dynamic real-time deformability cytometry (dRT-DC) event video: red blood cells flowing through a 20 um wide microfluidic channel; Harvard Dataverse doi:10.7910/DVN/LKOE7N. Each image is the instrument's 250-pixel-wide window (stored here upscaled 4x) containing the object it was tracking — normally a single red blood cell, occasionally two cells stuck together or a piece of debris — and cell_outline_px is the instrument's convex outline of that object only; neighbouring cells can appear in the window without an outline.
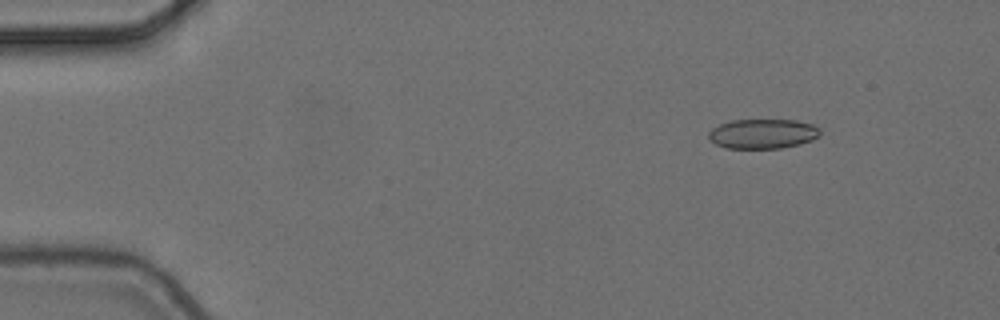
{"species": "common noctule bat (a hibernating species)", "species_latin": "Nyctalus noctula", "temperature_condition": "cold", "stored_images_in_passage": 4, "camera_frame_rate_fps": 3000, "um_per_image_px": 0.085, "animal": {"sex": "female", "body_mass_g": 24.6, "forearm_length_mm": 56.2}, "frame": {"image": 1, "passage_image": 2, "time_ms": 0.333, "image_size_px": [1000, 320], "cell_outline_px": [[820, 136], [812, 140], [800, 144], [780, 148], [728, 148], [716, 144], [708, 136], [708, 132], [712, 128], [720, 124], [732, 120], [796, 120], [812, 124], [820, 128]], "centroid_in_image_um": [64.86, 11.36], "position_along_channel_um": 20.1, "area_um2": 19.25}}